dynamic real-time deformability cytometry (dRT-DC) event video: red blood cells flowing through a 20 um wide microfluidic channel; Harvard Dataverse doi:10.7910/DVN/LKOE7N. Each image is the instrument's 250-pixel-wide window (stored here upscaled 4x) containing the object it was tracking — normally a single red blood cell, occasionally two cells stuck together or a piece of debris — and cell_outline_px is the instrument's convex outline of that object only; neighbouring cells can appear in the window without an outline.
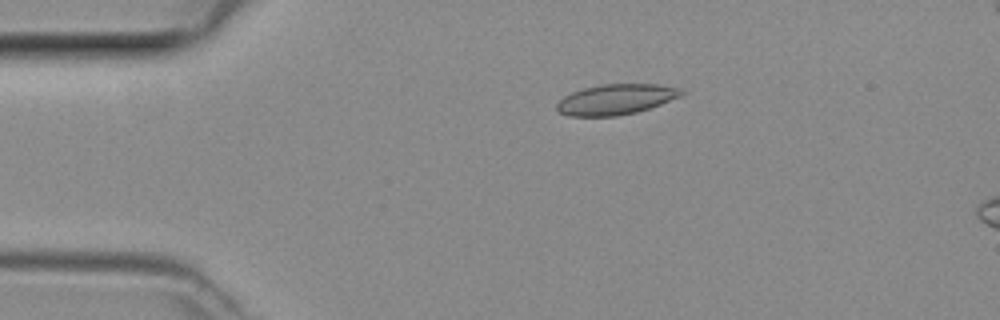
{"species": "common noctule bat (a hibernating species)", "species_latin": "Nyctalus noctula", "temperature_condition": "room temperature", "stored_images_in_passage": 40, "segment_of_instrument_passage": [1, 2], "camera_frame_rate_fps": 3000, "um_per_image_px": 0.085, "animal": {"sex": "female", "body_mass_g": 29.2, "forearm_length_mm": 56.3}, "frame": {"image": 1, "passage_image": 1, "time_ms": 0.0, "image_size_px": [1000, 320], "cell_outline_px": [[688, 92], [680, 96], [660, 104], [636, 112], [616, 116], [568, 116], [560, 112], [556, 108], [556, 104], [564, 96], [572, 92], [584, 88], [600, 84], [656, 84], [680, 88]], "centroid_in_image_um": [52.35, 8.44], "position_along_channel_um": 32.6, "area_um2": 22.02}}
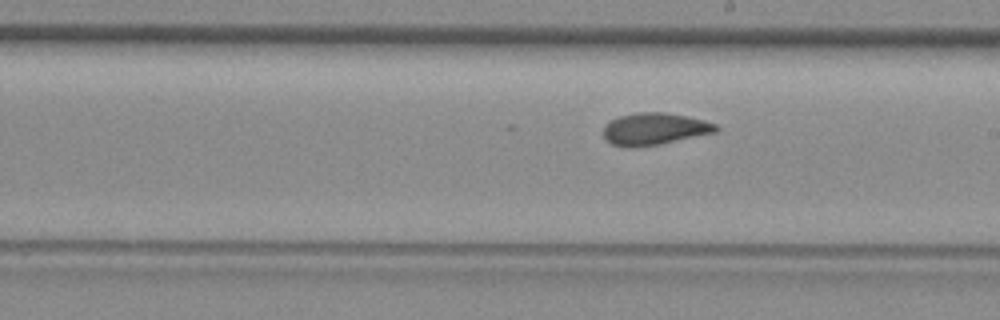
{"frame": {"image": 2, "passage_image": 18, "time_ms": 5.667, "image_size_px": [1000, 320], "cell_outline_px": [[720, 128], [716, 132], [660, 144], [636, 148], [624, 148], [612, 144], [604, 136], [604, 124], [620, 116], [636, 112], [664, 112], [704, 120], [716, 124]], "centroid_in_image_um": [55.61, 10.97], "position_along_channel_um": 233.4, "area_um2": 21.04}}
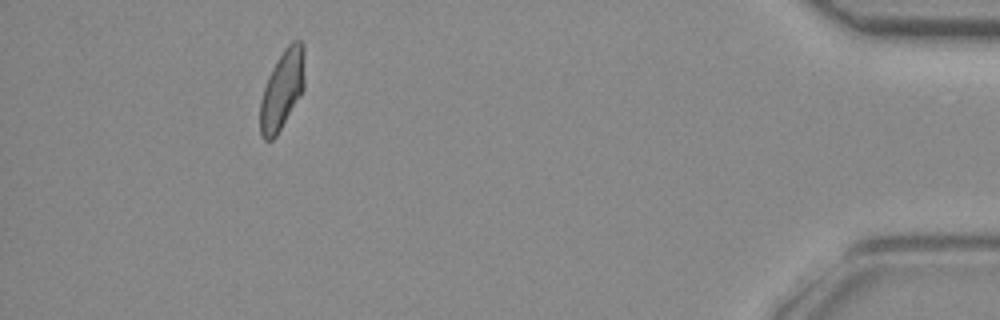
{"frame": {"image": 3, "passage_image": 35, "time_ms": 11.333, "image_size_px": [1000, 320], "cell_outline_px": [[304, 88], [300, 96], [276, 136], [272, 140], [264, 140], [260, 136], [260, 100], [268, 76], [276, 60], [284, 48], [292, 40], [300, 40], [304, 44]], "centroid_in_image_um": [23.98, 7.6], "position_along_channel_um": 411.2, "area_um2": 20.63}}